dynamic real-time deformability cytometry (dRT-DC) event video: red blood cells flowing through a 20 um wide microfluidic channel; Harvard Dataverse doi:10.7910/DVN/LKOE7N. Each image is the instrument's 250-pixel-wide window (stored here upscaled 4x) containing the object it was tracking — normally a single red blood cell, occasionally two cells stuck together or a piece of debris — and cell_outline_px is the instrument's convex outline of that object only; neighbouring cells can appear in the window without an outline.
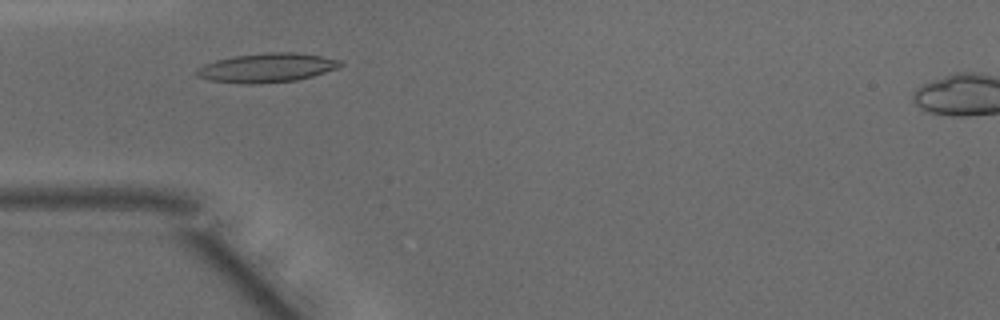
{"species": "common noctule bat (a hibernating species)", "species_latin": "Nyctalus noctula", "temperature_condition": "warm", "stored_images_in_passage": 40, "camera_frame_rate_fps": 3000, "um_per_image_px": 0.085, "animal": {"sex": "male", "body_mass_g": 15.6}, "frame": {"image": 1, "passage_image": 7, "time_ms": 2.0, "image_size_px": [1000, 320], "cell_outline_px": [[344, 64], [336, 68], [312, 76], [296, 80], [260, 84], [248, 84], [212, 80], [196, 76], [196, 68], [204, 64], [216, 60], [236, 56], [268, 52], [296, 52], [344, 60]], "centroid_in_image_um": [22.7, 5.75], "position_along_channel_um": 62.3, "area_um2": 24.28}}
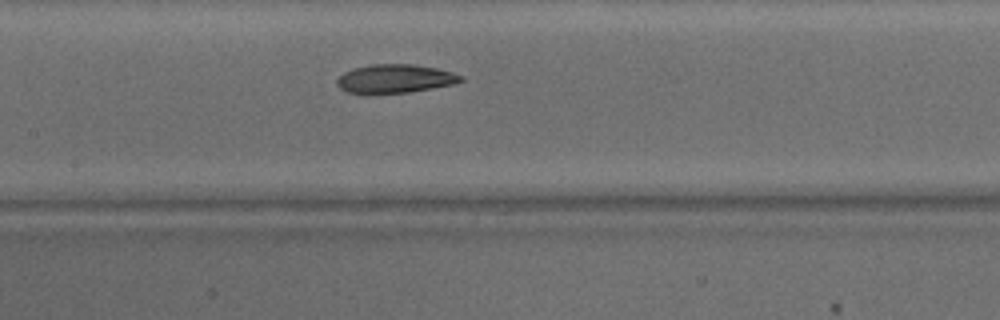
{"frame": {"image": 2, "passage_image": 15, "time_ms": 4.667, "image_size_px": [1000, 320], "cell_outline_px": [[464, 80], [452, 84], [432, 88], [408, 92], [348, 92], [340, 88], [336, 84], [336, 80], [344, 72], [352, 68], [372, 64], [412, 64], [436, 68], [452, 72], [464, 76]], "centroid_in_image_um": [33.59, 6.66], "position_along_channel_um": 173.8, "area_um2": 20.29}}
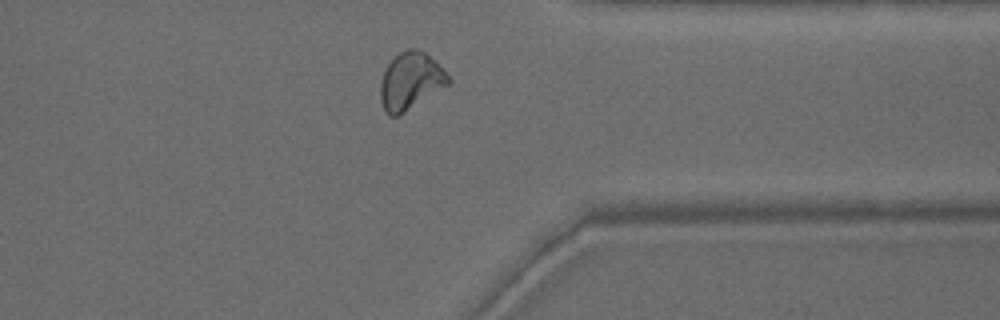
{"frame": {"image": 3, "passage_image": 30, "time_ms": 9.667, "image_size_px": [1000, 320], "cell_outline_px": [[452, 80], [448, 84], [404, 112], [396, 116], [388, 116], [380, 100], [380, 84], [384, 72], [388, 64], [400, 52], [408, 48], [416, 48], [424, 52]], "centroid_in_image_um": [34.85, 6.89], "position_along_channel_um": 376.6, "area_um2": 21.91}, "authors_computed_cell_mechanics": {"area_um2": 21.9351, "velocity_mm_per_s": 4.1803, "shape_relaxation_time_tau1_ms": 7.8807, "shape_relaxation_time_tau2_ms": 3.4677, "deformation_change_tau1": 0.1979, "deformation_change_tau2": 0.098}}